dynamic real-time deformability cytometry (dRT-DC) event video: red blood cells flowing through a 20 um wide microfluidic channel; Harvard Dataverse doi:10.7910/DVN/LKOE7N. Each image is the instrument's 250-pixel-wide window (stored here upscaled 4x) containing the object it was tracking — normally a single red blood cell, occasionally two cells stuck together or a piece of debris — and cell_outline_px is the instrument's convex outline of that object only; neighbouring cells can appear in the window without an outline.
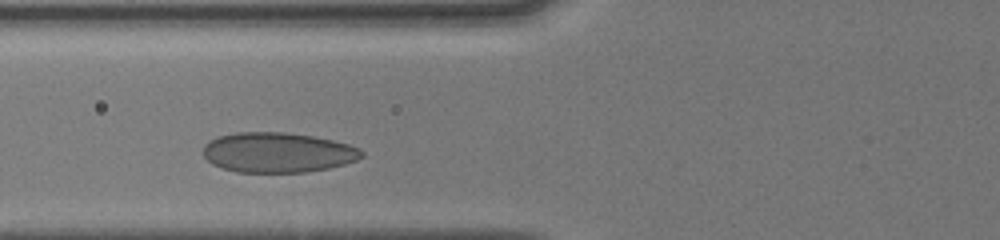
{"species": "human", "species_latin": "Homo sapiens", "temperature_condition": "cold", "stored_images_in_passage": 21, "camera_frame_rate_fps": 3000, "um_per_image_px": 0.085, "donor": {"sex": "male"}, "frame": {"image": 1, "passage_image": 4, "time_ms": 1.0, "image_size_px": [1000, 240], "cell_outline_px": [[364, 156], [356, 160], [344, 164], [328, 168], [304, 172], [236, 172], [212, 164], [204, 156], [204, 144], [216, 136], [236, 132], [284, 132], [312, 136], [332, 140], [348, 144], [360, 148], [364, 152]], "centroid_in_image_um": [23.6, 12.95], "position_along_channel_um": 102.2, "area_um2": 36.99}}
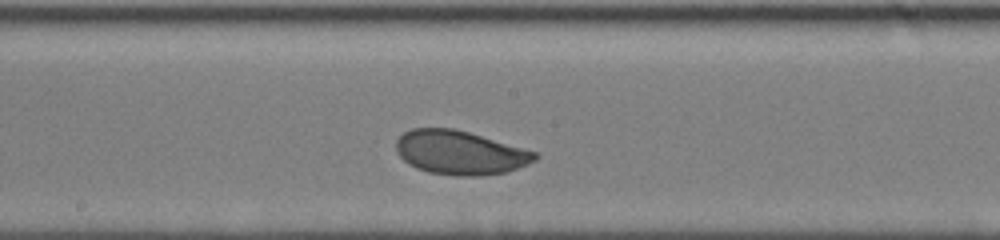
{"frame": {"image": 2, "passage_image": 10, "time_ms": 3.667, "image_size_px": [1000, 240], "cell_outline_px": [[540, 156], [536, 160], [528, 164], [504, 172], [476, 176], [456, 176], [428, 172], [416, 168], [408, 164], [396, 152], [396, 140], [404, 132], [412, 128], [452, 128], [468, 132], [536, 152]], "centroid_in_image_um": [39.06, 12.97], "position_along_channel_um": 209.1, "area_um2": 35.32}}
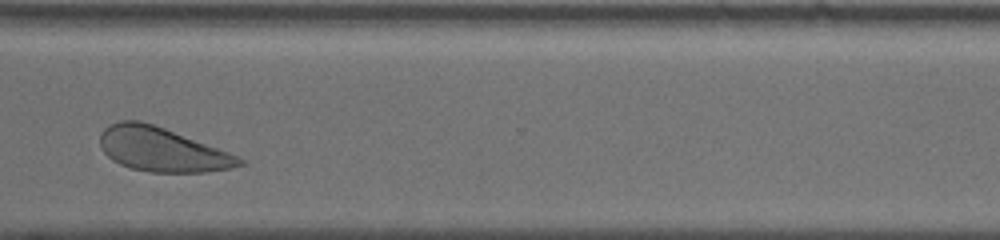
{"frame": {"image": 3, "passage_image": 19, "time_ms": 7.333, "image_size_px": [1000, 240], "cell_outline_px": [[244, 164], [232, 168], [208, 172], [148, 172], [132, 168], [120, 164], [112, 160], [100, 148], [100, 132], [108, 124], [120, 120], [140, 120], [164, 128], [228, 152], [244, 160]], "centroid_in_image_um": [13.71, 12.71], "position_along_channel_um": 356.9, "area_um2": 35.6}, "authors_computed_cell_mechanics": {"area_um2": 34.7956, "velocity_mm_per_s": 4.0189, "shape_relaxation_time_tau1_ms": 1.8996, "shape_relaxation_time_tau2_ms": null, "deformation_change_tau1": 0.0584, "deformation_change_tau2": null}}